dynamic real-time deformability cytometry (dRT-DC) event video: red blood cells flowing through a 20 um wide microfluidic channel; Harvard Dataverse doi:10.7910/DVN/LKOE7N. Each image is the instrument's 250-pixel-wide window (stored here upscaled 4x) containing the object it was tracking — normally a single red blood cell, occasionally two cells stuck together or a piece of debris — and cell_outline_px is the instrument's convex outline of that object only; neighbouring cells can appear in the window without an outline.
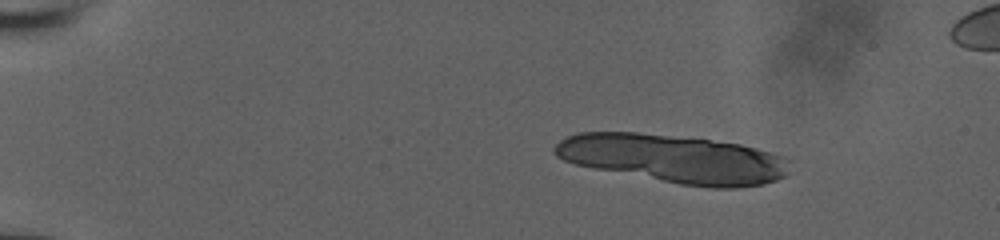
{"species": "human", "species_latin": "Homo sapiens", "temperature_condition": "room temperature", "stored_images_in_passage": 16, "camera_frame_rate_fps": 3000, "um_per_image_px": 0.085, "donor": {"sex": "male"}, "frame": {"image": 1, "passage_image": 7, "time_ms": 2.667, "image_size_px": [1000, 240], "cell_outline_px": [[792, 160], [784, 176], [776, 180], [764, 184], [736, 188], [712, 188], [680, 184], [596, 168], [576, 164], [564, 160], [556, 156], [552, 148], [560, 140], [576, 132], [640, 132], [708, 140], [740, 144], [756, 148], [784, 156]], "centroid_in_image_um": [57.29, 13.49], "position_along_channel_um": 27.7, "area_um2": 65.89}}
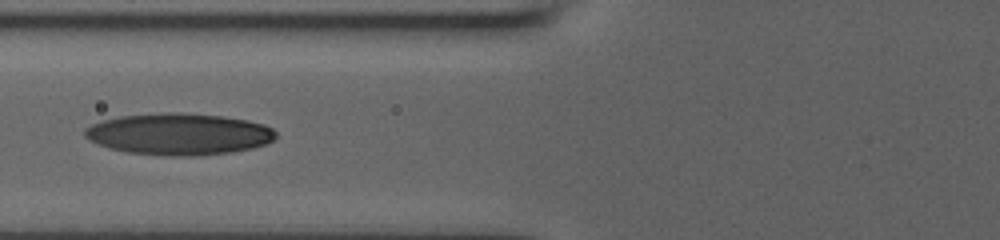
{"frame": {"image": 2, "passage_image": 14, "time_ms": 8.0, "image_size_px": [1000, 240], "cell_outline_px": [[276, 136], [272, 140], [264, 144], [252, 148], [232, 152], [192, 156], [176, 156], [128, 152], [112, 148], [100, 144], [84, 136], [84, 128], [92, 124], [104, 120], [120, 116], [164, 112], [180, 112], [220, 116], [248, 120], [264, 124], [272, 128], [276, 132]], "centroid_in_image_um": [15.23, 11.38], "position_along_channel_um": 110.6, "area_um2": 46.01}}